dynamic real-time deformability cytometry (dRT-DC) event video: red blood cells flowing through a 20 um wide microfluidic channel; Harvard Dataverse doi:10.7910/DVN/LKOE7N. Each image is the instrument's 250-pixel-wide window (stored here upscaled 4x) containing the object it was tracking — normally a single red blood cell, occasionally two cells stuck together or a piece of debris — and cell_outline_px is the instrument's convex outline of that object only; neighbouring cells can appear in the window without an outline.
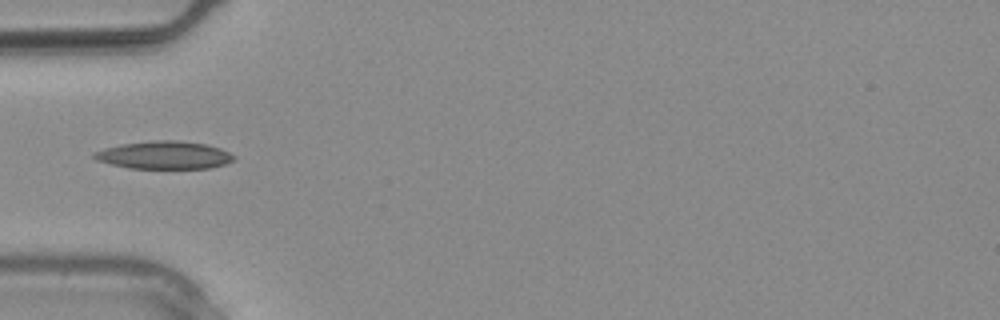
{"species": "common noctule bat (a hibernating species)", "species_latin": "Nyctalus noctula", "temperature_condition": "warm", "stored_images_in_passage": 13, "camera_frame_rate_fps": 3000, "um_per_image_px": 0.085, "animal": {"sex": "male", "body_mass_g": 20.4}, "frame": {"image": 1, "passage_image": 3, "time_ms": 0.667, "image_size_px": [1000, 320], "cell_outline_px": [[236, 156], [232, 160], [224, 164], [212, 168], [128, 168], [96, 160], [92, 156], [92, 152], [104, 148], [120, 144], [156, 140], [176, 140], [204, 144], [220, 148]], "centroid_in_image_um": [13.92, 13.18], "position_along_channel_um": 71.1, "area_um2": 22.54}}